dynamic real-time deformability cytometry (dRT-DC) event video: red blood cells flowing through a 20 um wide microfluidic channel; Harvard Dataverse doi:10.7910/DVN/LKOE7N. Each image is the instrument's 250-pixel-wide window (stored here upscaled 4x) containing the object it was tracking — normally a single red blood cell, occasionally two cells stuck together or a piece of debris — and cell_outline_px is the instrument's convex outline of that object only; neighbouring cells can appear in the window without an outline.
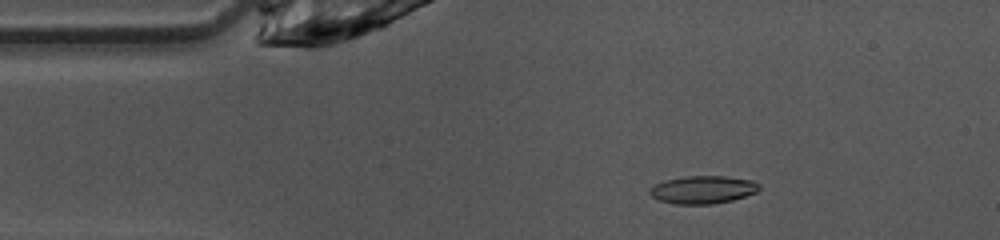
{"species": "common noctule bat (a hibernating species)", "species_latin": "Nyctalus noctula", "temperature_condition": "warm", "stored_images_in_passage": 43, "camera_frame_rate_fps": 3000, "um_per_image_px": 0.085, "animal": {"sex": "female", "body_mass_g": 10.0, "forearm_length_mm": 53.1}, "frame": {"image": 1, "passage_image": 3, "time_ms": 0.667, "image_size_px": [1000, 240], "cell_outline_px": [[760, 188], [756, 192], [732, 200], [712, 204], [676, 204], [660, 200], [652, 196], [648, 192], [648, 188], [664, 180], [684, 176], [724, 176], [752, 180], [760, 184]], "centroid_in_image_um": [59.73, 16.11], "position_along_channel_um": 25.3, "area_um2": 17.74}}
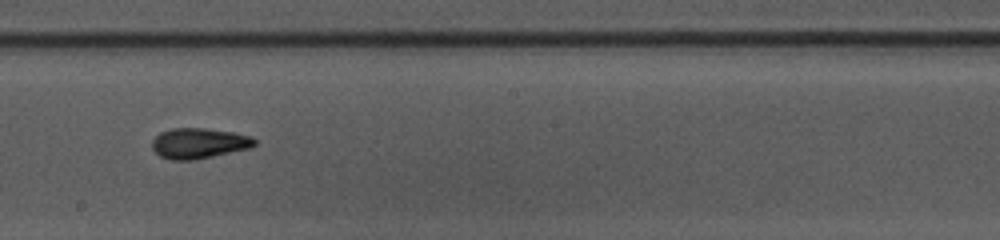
{"frame": {"image": 2, "passage_image": 21, "time_ms": 6.667, "image_size_px": [1000, 240], "cell_outline_px": [[256, 144], [252, 148], [192, 160], [172, 160], [160, 156], [152, 148], [152, 140], [160, 132], [172, 128], [204, 128], [232, 132], [252, 136], [256, 140]], "centroid_in_image_um": [16.92, 12.17], "position_along_channel_um": 231.3, "area_um2": 18.21}}
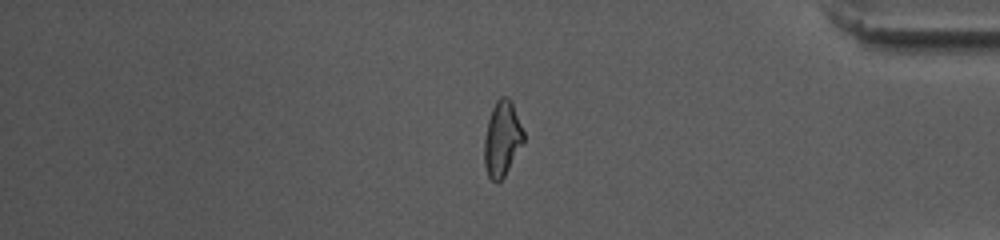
{"frame": {"image": 3, "passage_image": 35, "time_ms": 11.333, "image_size_px": [1000, 240], "cell_outline_px": [[524, 140], [504, 176], [496, 184], [488, 176], [484, 164], [484, 140], [488, 120], [492, 108], [496, 100], [500, 96], [508, 96], [512, 100], [524, 132]], "centroid_in_image_um": [42.67, 11.76], "position_along_channel_um": 392.5, "area_um2": 17.22}, "authors_computed_cell_mechanics": {"area_um2": 17.7446, "velocity_mm_per_s": 4.1082, "shape_relaxation_time_tau1_ms": 3.4045, "shape_relaxation_time_tau2_ms": 2.199, "deformation_change_tau1": 0.1422, "deformation_change_tau2": 0.0886}}